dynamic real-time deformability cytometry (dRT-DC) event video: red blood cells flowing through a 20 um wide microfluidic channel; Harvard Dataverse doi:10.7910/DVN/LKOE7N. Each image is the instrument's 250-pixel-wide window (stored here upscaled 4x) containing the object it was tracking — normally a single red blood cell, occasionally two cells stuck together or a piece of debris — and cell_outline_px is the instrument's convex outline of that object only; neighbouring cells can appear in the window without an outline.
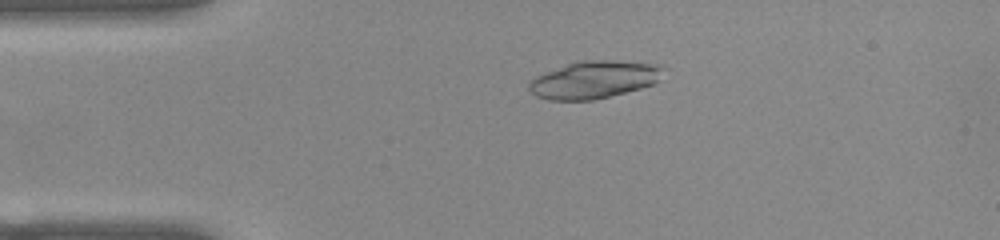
{"species": "common noctule bat (a hibernating species)", "species_latin": "Nyctalus noctula", "temperature_condition": "warm", "stored_images_in_passage": 52, "camera_frame_rate_fps": 3000, "um_per_image_px": 0.085, "animal": {"sex": "female", "body_mass_g": 22.0, "forearm_length_mm": 56.7}, "frame": {"image": 1, "passage_image": 11, "time_ms": 3.333, "image_size_px": [1000, 240], "cell_outline_px": [[664, 68], [656, 80], [652, 84], [640, 88], [592, 100], [548, 100], [536, 96], [528, 88], [528, 80], [536, 76], [576, 60], [616, 60], [660, 64]], "centroid_in_image_um": [50.44, 6.76], "position_along_channel_um": 34.6, "area_um2": 29.19}}
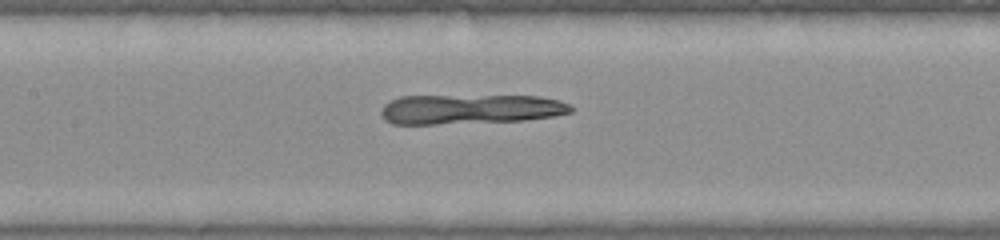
{"frame": {"image": 2, "passage_image": 24, "time_ms": 7.667, "image_size_px": [1000, 240], "cell_outline_px": [[572, 112], [556, 116], [524, 120], [436, 124], [392, 124], [384, 120], [380, 112], [380, 108], [384, 104], [400, 96], [536, 96], [560, 100], [568, 104], [572, 108]], "centroid_in_image_um": [39.94, 9.28], "position_along_channel_um": 167.5, "area_um2": 32.95}}
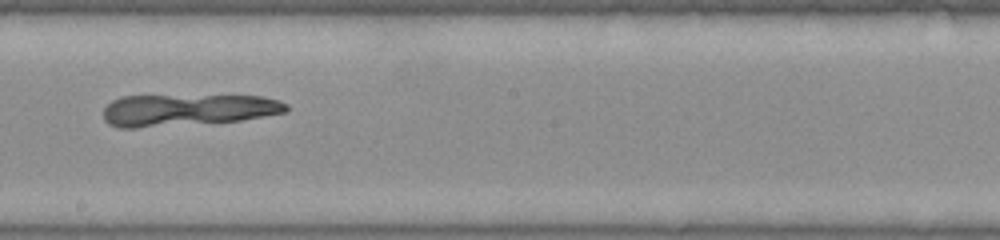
{"frame": {"image": 3, "passage_image": 29, "time_ms": 9.333, "image_size_px": [1000, 240], "cell_outline_px": [[288, 108], [284, 112], [240, 120], [132, 128], [120, 128], [108, 124], [104, 120], [104, 108], [112, 100], [120, 96], [260, 96], [280, 100], [288, 104]], "centroid_in_image_um": [15.89, 9.34], "position_along_channel_um": 232.3, "area_um2": 33.52}}